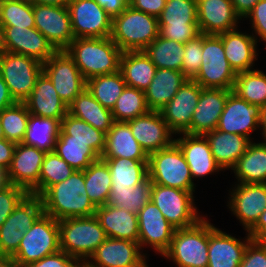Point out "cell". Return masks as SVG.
<instances>
[{"label": "cell", "mask_w": 266, "mask_h": 267, "mask_svg": "<svg viewBox=\"0 0 266 267\" xmlns=\"http://www.w3.org/2000/svg\"><path fill=\"white\" fill-rule=\"evenodd\" d=\"M3 51L46 62L57 50L36 28L2 26Z\"/></svg>", "instance_id": "obj_19"}, {"label": "cell", "mask_w": 266, "mask_h": 267, "mask_svg": "<svg viewBox=\"0 0 266 267\" xmlns=\"http://www.w3.org/2000/svg\"><path fill=\"white\" fill-rule=\"evenodd\" d=\"M61 141L85 142L99 157L105 149L106 133L69 113L61 120Z\"/></svg>", "instance_id": "obj_35"}, {"label": "cell", "mask_w": 266, "mask_h": 267, "mask_svg": "<svg viewBox=\"0 0 266 267\" xmlns=\"http://www.w3.org/2000/svg\"><path fill=\"white\" fill-rule=\"evenodd\" d=\"M253 240L266 242V209L260 215L257 223L248 231Z\"/></svg>", "instance_id": "obj_59"}, {"label": "cell", "mask_w": 266, "mask_h": 267, "mask_svg": "<svg viewBox=\"0 0 266 267\" xmlns=\"http://www.w3.org/2000/svg\"><path fill=\"white\" fill-rule=\"evenodd\" d=\"M24 103L29 113L60 122L68 113L67 104L59 97L52 81L44 72L37 78L32 93Z\"/></svg>", "instance_id": "obj_26"}, {"label": "cell", "mask_w": 266, "mask_h": 267, "mask_svg": "<svg viewBox=\"0 0 266 267\" xmlns=\"http://www.w3.org/2000/svg\"><path fill=\"white\" fill-rule=\"evenodd\" d=\"M231 92L227 89L202 88L191 125L184 133L204 135L216 129Z\"/></svg>", "instance_id": "obj_24"}, {"label": "cell", "mask_w": 266, "mask_h": 267, "mask_svg": "<svg viewBox=\"0 0 266 267\" xmlns=\"http://www.w3.org/2000/svg\"><path fill=\"white\" fill-rule=\"evenodd\" d=\"M113 19L119 16L129 5V0H94Z\"/></svg>", "instance_id": "obj_58"}, {"label": "cell", "mask_w": 266, "mask_h": 267, "mask_svg": "<svg viewBox=\"0 0 266 267\" xmlns=\"http://www.w3.org/2000/svg\"><path fill=\"white\" fill-rule=\"evenodd\" d=\"M201 90L202 87L194 80H187L171 101L159 111L176 135H181L190 127Z\"/></svg>", "instance_id": "obj_21"}, {"label": "cell", "mask_w": 266, "mask_h": 267, "mask_svg": "<svg viewBox=\"0 0 266 267\" xmlns=\"http://www.w3.org/2000/svg\"><path fill=\"white\" fill-rule=\"evenodd\" d=\"M182 135L177 139L175 138V143L183 152L190 168L192 179L204 177L222 170L216 163L204 135H191L187 133H182Z\"/></svg>", "instance_id": "obj_27"}, {"label": "cell", "mask_w": 266, "mask_h": 267, "mask_svg": "<svg viewBox=\"0 0 266 267\" xmlns=\"http://www.w3.org/2000/svg\"><path fill=\"white\" fill-rule=\"evenodd\" d=\"M251 240L248 232L242 242L209 222L208 267H239Z\"/></svg>", "instance_id": "obj_25"}, {"label": "cell", "mask_w": 266, "mask_h": 267, "mask_svg": "<svg viewBox=\"0 0 266 267\" xmlns=\"http://www.w3.org/2000/svg\"><path fill=\"white\" fill-rule=\"evenodd\" d=\"M75 38L111 36L112 18L94 0H71L67 5Z\"/></svg>", "instance_id": "obj_13"}, {"label": "cell", "mask_w": 266, "mask_h": 267, "mask_svg": "<svg viewBox=\"0 0 266 267\" xmlns=\"http://www.w3.org/2000/svg\"><path fill=\"white\" fill-rule=\"evenodd\" d=\"M202 62V33L184 44L182 73L188 80H193L201 68Z\"/></svg>", "instance_id": "obj_50"}, {"label": "cell", "mask_w": 266, "mask_h": 267, "mask_svg": "<svg viewBox=\"0 0 266 267\" xmlns=\"http://www.w3.org/2000/svg\"><path fill=\"white\" fill-rule=\"evenodd\" d=\"M261 108L250 104L231 92L225 102L217 130L251 138L250 133L260 129Z\"/></svg>", "instance_id": "obj_20"}, {"label": "cell", "mask_w": 266, "mask_h": 267, "mask_svg": "<svg viewBox=\"0 0 266 267\" xmlns=\"http://www.w3.org/2000/svg\"><path fill=\"white\" fill-rule=\"evenodd\" d=\"M262 129V130H261ZM260 130L263 137V142L266 143V105L261 108V115H260Z\"/></svg>", "instance_id": "obj_64"}, {"label": "cell", "mask_w": 266, "mask_h": 267, "mask_svg": "<svg viewBox=\"0 0 266 267\" xmlns=\"http://www.w3.org/2000/svg\"><path fill=\"white\" fill-rule=\"evenodd\" d=\"M43 72L67 106L87 87V80L65 50L56 51L44 62Z\"/></svg>", "instance_id": "obj_12"}, {"label": "cell", "mask_w": 266, "mask_h": 267, "mask_svg": "<svg viewBox=\"0 0 266 267\" xmlns=\"http://www.w3.org/2000/svg\"><path fill=\"white\" fill-rule=\"evenodd\" d=\"M148 177L152 184L184 191L196 189L183 152L175 142L170 147L149 154Z\"/></svg>", "instance_id": "obj_6"}, {"label": "cell", "mask_w": 266, "mask_h": 267, "mask_svg": "<svg viewBox=\"0 0 266 267\" xmlns=\"http://www.w3.org/2000/svg\"><path fill=\"white\" fill-rule=\"evenodd\" d=\"M43 212L41 198L28 194L6 219L7 225H12L25 233Z\"/></svg>", "instance_id": "obj_49"}, {"label": "cell", "mask_w": 266, "mask_h": 267, "mask_svg": "<svg viewBox=\"0 0 266 267\" xmlns=\"http://www.w3.org/2000/svg\"><path fill=\"white\" fill-rule=\"evenodd\" d=\"M88 80L119 71L121 49L110 38H75L65 49Z\"/></svg>", "instance_id": "obj_2"}, {"label": "cell", "mask_w": 266, "mask_h": 267, "mask_svg": "<svg viewBox=\"0 0 266 267\" xmlns=\"http://www.w3.org/2000/svg\"><path fill=\"white\" fill-rule=\"evenodd\" d=\"M0 25L35 28L33 4L20 0H0Z\"/></svg>", "instance_id": "obj_48"}, {"label": "cell", "mask_w": 266, "mask_h": 267, "mask_svg": "<svg viewBox=\"0 0 266 267\" xmlns=\"http://www.w3.org/2000/svg\"><path fill=\"white\" fill-rule=\"evenodd\" d=\"M110 170L111 189H123L140 184L148 177V160L101 158Z\"/></svg>", "instance_id": "obj_37"}, {"label": "cell", "mask_w": 266, "mask_h": 267, "mask_svg": "<svg viewBox=\"0 0 266 267\" xmlns=\"http://www.w3.org/2000/svg\"><path fill=\"white\" fill-rule=\"evenodd\" d=\"M35 28L57 50H65L74 33L67 7L33 4Z\"/></svg>", "instance_id": "obj_14"}, {"label": "cell", "mask_w": 266, "mask_h": 267, "mask_svg": "<svg viewBox=\"0 0 266 267\" xmlns=\"http://www.w3.org/2000/svg\"><path fill=\"white\" fill-rule=\"evenodd\" d=\"M95 216L107 237L138 242L137 214L105 204L97 207Z\"/></svg>", "instance_id": "obj_29"}, {"label": "cell", "mask_w": 266, "mask_h": 267, "mask_svg": "<svg viewBox=\"0 0 266 267\" xmlns=\"http://www.w3.org/2000/svg\"><path fill=\"white\" fill-rule=\"evenodd\" d=\"M218 36L222 39L225 56L236 74L253 70L254 61L258 59V42L253 32L250 35L236 28Z\"/></svg>", "instance_id": "obj_28"}, {"label": "cell", "mask_w": 266, "mask_h": 267, "mask_svg": "<svg viewBox=\"0 0 266 267\" xmlns=\"http://www.w3.org/2000/svg\"><path fill=\"white\" fill-rule=\"evenodd\" d=\"M60 127L61 122L57 119L43 118L30 113L22 143L45 152L54 151Z\"/></svg>", "instance_id": "obj_38"}, {"label": "cell", "mask_w": 266, "mask_h": 267, "mask_svg": "<svg viewBox=\"0 0 266 267\" xmlns=\"http://www.w3.org/2000/svg\"><path fill=\"white\" fill-rule=\"evenodd\" d=\"M3 52V43H2V26L0 25V53Z\"/></svg>", "instance_id": "obj_67"}, {"label": "cell", "mask_w": 266, "mask_h": 267, "mask_svg": "<svg viewBox=\"0 0 266 267\" xmlns=\"http://www.w3.org/2000/svg\"><path fill=\"white\" fill-rule=\"evenodd\" d=\"M143 51L157 68L182 69L184 44L158 36Z\"/></svg>", "instance_id": "obj_40"}, {"label": "cell", "mask_w": 266, "mask_h": 267, "mask_svg": "<svg viewBox=\"0 0 266 267\" xmlns=\"http://www.w3.org/2000/svg\"><path fill=\"white\" fill-rule=\"evenodd\" d=\"M193 192L152 184L150 200L176 229L189 228L204 218L198 214Z\"/></svg>", "instance_id": "obj_9"}, {"label": "cell", "mask_w": 266, "mask_h": 267, "mask_svg": "<svg viewBox=\"0 0 266 267\" xmlns=\"http://www.w3.org/2000/svg\"><path fill=\"white\" fill-rule=\"evenodd\" d=\"M188 79L182 71L157 68L155 76L144 91L150 111H160Z\"/></svg>", "instance_id": "obj_32"}, {"label": "cell", "mask_w": 266, "mask_h": 267, "mask_svg": "<svg viewBox=\"0 0 266 267\" xmlns=\"http://www.w3.org/2000/svg\"><path fill=\"white\" fill-rule=\"evenodd\" d=\"M245 18H250L257 42H259L260 38L262 39L261 41L266 42V0H260ZM257 36H259V39Z\"/></svg>", "instance_id": "obj_54"}, {"label": "cell", "mask_w": 266, "mask_h": 267, "mask_svg": "<svg viewBox=\"0 0 266 267\" xmlns=\"http://www.w3.org/2000/svg\"><path fill=\"white\" fill-rule=\"evenodd\" d=\"M7 182L6 172L0 168V187H3Z\"/></svg>", "instance_id": "obj_65"}, {"label": "cell", "mask_w": 266, "mask_h": 267, "mask_svg": "<svg viewBox=\"0 0 266 267\" xmlns=\"http://www.w3.org/2000/svg\"><path fill=\"white\" fill-rule=\"evenodd\" d=\"M20 1L34 4V0H20Z\"/></svg>", "instance_id": "obj_69"}, {"label": "cell", "mask_w": 266, "mask_h": 267, "mask_svg": "<svg viewBox=\"0 0 266 267\" xmlns=\"http://www.w3.org/2000/svg\"><path fill=\"white\" fill-rule=\"evenodd\" d=\"M260 0H231L235 13L241 18H245L247 14Z\"/></svg>", "instance_id": "obj_60"}, {"label": "cell", "mask_w": 266, "mask_h": 267, "mask_svg": "<svg viewBox=\"0 0 266 267\" xmlns=\"http://www.w3.org/2000/svg\"><path fill=\"white\" fill-rule=\"evenodd\" d=\"M54 151L75 170H85L100 157L85 142L56 139Z\"/></svg>", "instance_id": "obj_47"}, {"label": "cell", "mask_w": 266, "mask_h": 267, "mask_svg": "<svg viewBox=\"0 0 266 267\" xmlns=\"http://www.w3.org/2000/svg\"><path fill=\"white\" fill-rule=\"evenodd\" d=\"M79 261L62 250L43 257L41 260L28 264L25 267H74Z\"/></svg>", "instance_id": "obj_55"}, {"label": "cell", "mask_w": 266, "mask_h": 267, "mask_svg": "<svg viewBox=\"0 0 266 267\" xmlns=\"http://www.w3.org/2000/svg\"><path fill=\"white\" fill-rule=\"evenodd\" d=\"M238 183H266V143H251L231 169Z\"/></svg>", "instance_id": "obj_36"}, {"label": "cell", "mask_w": 266, "mask_h": 267, "mask_svg": "<svg viewBox=\"0 0 266 267\" xmlns=\"http://www.w3.org/2000/svg\"><path fill=\"white\" fill-rule=\"evenodd\" d=\"M5 136H4V131H3V128H2V125H1V120H0V139H4Z\"/></svg>", "instance_id": "obj_68"}, {"label": "cell", "mask_w": 266, "mask_h": 267, "mask_svg": "<svg viewBox=\"0 0 266 267\" xmlns=\"http://www.w3.org/2000/svg\"><path fill=\"white\" fill-rule=\"evenodd\" d=\"M159 36L158 18L130 5L112 19L110 38L122 52L143 51Z\"/></svg>", "instance_id": "obj_3"}, {"label": "cell", "mask_w": 266, "mask_h": 267, "mask_svg": "<svg viewBox=\"0 0 266 267\" xmlns=\"http://www.w3.org/2000/svg\"><path fill=\"white\" fill-rule=\"evenodd\" d=\"M126 86L122 73L118 71L89 78L86 88L103 107L112 110Z\"/></svg>", "instance_id": "obj_42"}, {"label": "cell", "mask_w": 266, "mask_h": 267, "mask_svg": "<svg viewBox=\"0 0 266 267\" xmlns=\"http://www.w3.org/2000/svg\"><path fill=\"white\" fill-rule=\"evenodd\" d=\"M40 198L44 213L58 221L93 216L97 209L85 190L82 170H75L66 180L52 185Z\"/></svg>", "instance_id": "obj_1"}, {"label": "cell", "mask_w": 266, "mask_h": 267, "mask_svg": "<svg viewBox=\"0 0 266 267\" xmlns=\"http://www.w3.org/2000/svg\"><path fill=\"white\" fill-rule=\"evenodd\" d=\"M149 111L144 91L128 86L125 87L111 110L114 120L117 122L130 121Z\"/></svg>", "instance_id": "obj_44"}, {"label": "cell", "mask_w": 266, "mask_h": 267, "mask_svg": "<svg viewBox=\"0 0 266 267\" xmlns=\"http://www.w3.org/2000/svg\"><path fill=\"white\" fill-rule=\"evenodd\" d=\"M84 171L85 190L89 199L96 206H103L109 198L112 179L107 163L99 158Z\"/></svg>", "instance_id": "obj_39"}, {"label": "cell", "mask_w": 266, "mask_h": 267, "mask_svg": "<svg viewBox=\"0 0 266 267\" xmlns=\"http://www.w3.org/2000/svg\"><path fill=\"white\" fill-rule=\"evenodd\" d=\"M16 143L8 141L7 139H0V168L5 172L9 169Z\"/></svg>", "instance_id": "obj_57"}, {"label": "cell", "mask_w": 266, "mask_h": 267, "mask_svg": "<svg viewBox=\"0 0 266 267\" xmlns=\"http://www.w3.org/2000/svg\"><path fill=\"white\" fill-rule=\"evenodd\" d=\"M132 134L145 152H152L170 147L176 135L163 120L159 111H149L145 115L138 116L130 121Z\"/></svg>", "instance_id": "obj_22"}, {"label": "cell", "mask_w": 266, "mask_h": 267, "mask_svg": "<svg viewBox=\"0 0 266 267\" xmlns=\"http://www.w3.org/2000/svg\"><path fill=\"white\" fill-rule=\"evenodd\" d=\"M59 250V221L43 212L24 233L12 257L21 267H25Z\"/></svg>", "instance_id": "obj_7"}, {"label": "cell", "mask_w": 266, "mask_h": 267, "mask_svg": "<svg viewBox=\"0 0 266 267\" xmlns=\"http://www.w3.org/2000/svg\"><path fill=\"white\" fill-rule=\"evenodd\" d=\"M239 267H266V242L251 240Z\"/></svg>", "instance_id": "obj_53"}, {"label": "cell", "mask_w": 266, "mask_h": 267, "mask_svg": "<svg viewBox=\"0 0 266 267\" xmlns=\"http://www.w3.org/2000/svg\"><path fill=\"white\" fill-rule=\"evenodd\" d=\"M0 267H21L12 256H0Z\"/></svg>", "instance_id": "obj_63"}, {"label": "cell", "mask_w": 266, "mask_h": 267, "mask_svg": "<svg viewBox=\"0 0 266 267\" xmlns=\"http://www.w3.org/2000/svg\"><path fill=\"white\" fill-rule=\"evenodd\" d=\"M74 171L75 169L55 151L46 152L40 171L38 196L40 197L52 185L66 180Z\"/></svg>", "instance_id": "obj_46"}, {"label": "cell", "mask_w": 266, "mask_h": 267, "mask_svg": "<svg viewBox=\"0 0 266 267\" xmlns=\"http://www.w3.org/2000/svg\"><path fill=\"white\" fill-rule=\"evenodd\" d=\"M240 19L231 0H197L198 27L204 35H219L236 29Z\"/></svg>", "instance_id": "obj_23"}, {"label": "cell", "mask_w": 266, "mask_h": 267, "mask_svg": "<svg viewBox=\"0 0 266 267\" xmlns=\"http://www.w3.org/2000/svg\"><path fill=\"white\" fill-rule=\"evenodd\" d=\"M209 221L202 218L189 228L176 229L162 255L177 267H208Z\"/></svg>", "instance_id": "obj_5"}, {"label": "cell", "mask_w": 266, "mask_h": 267, "mask_svg": "<svg viewBox=\"0 0 266 267\" xmlns=\"http://www.w3.org/2000/svg\"><path fill=\"white\" fill-rule=\"evenodd\" d=\"M148 160L149 155L134 138L127 122L113 123L106 133L105 149L100 158Z\"/></svg>", "instance_id": "obj_31"}, {"label": "cell", "mask_w": 266, "mask_h": 267, "mask_svg": "<svg viewBox=\"0 0 266 267\" xmlns=\"http://www.w3.org/2000/svg\"><path fill=\"white\" fill-rule=\"evenodd\" d=\"M43 63L17 53H0V74L16 102H24L32 93Z\"/></svg>", "instance_id": "obj_10"}, {"label": "cell", "mask_w": 266, "mask_h": 267, "mask_svg": "<svg viewBox=\"0 0 266 267\" xmlns=\"http://www.w3.org/2000/svg\"><path fill=\"white\" fill-rule=\"evenodd\" d=\"M166 0H129V5L139 11L159 17L165 7Z\"/></svg>", "instance_id": "obj_56"}, {"label": "cell", "mask_w": 266, "mask_h": 267, "mask_svg": "<svg viewBox=\"0 0 266 267\" xmlns=\"http://www.w3.org/2000/svg\"><path fill=\"white\" fill-rule=\"evenodd\" d=\"M45 154V151L34 146L16 144L11 165L6 171L7 182L38 196V182Z\"/></svg>", "instance_id": "obj_15"}, {"label": "cell", "mask_w": 266, "mask_h": 267, "mask_svg": "<svg viewBox=\"0 0 266 267\" xmlns=\"http://www.w3.org/2000/svg\"><path fill=\"white\" fill-rule=\"evenodd\" d=\"M139 238L141 250L151 246L161 256L168 250L176 228L163 216L150 200L138 213Z\"/></svg>", "instance_id": "obj_17"}, {"label": "cell", "mask_w": 266, "mask_h": 267, "mask_svg": "<svg viewBox=\"0 0 266 267\" xmlns=\"http://www.w3.org/2000/svg\"><path fill=\"white\" fill-rule=\"evenodd\" d=\"M71 0H34V4L54 5L67 7Z\"/></svg>", "instance_id": "obj_62"}, {"label": "cell", "mask_w": 266, "mask_h": 267, "mask_svg": "<svg viewBox=\"0 0 266 267\" xmlns=\"http://www.w3.org/2000/svg\"><path fill=\"white\" fill-rule=\"evenodd\" d=\"M229 193L227 206L248 232L266 209V183H238Z\"/></svg>", "instance_id": "obj_18"}, {"label": "cell", "mask_w": 266, "mask_h": 267, "mask_svg": "<svg viewBox=\"0 0 266 267\" xmlns=\"http://www.w3.org/2000/svg\"><path fill=\"white\" fill-rule=\"evenodd\" d=\"M29 114L24 102H16L0 112L5 139L16 144L23 142Z\"/></svg>", "instance_id": "obj_45"}, {"label": "cell", "mask_w": 266, "mask_h": 267, "mask_svg": "<svg viewBox=\"0 0 266 267\" xmlns=\"http://www.w3.org/2000/svg\"><path fill=\"white\" fill-rule=\"evenodd\" d=\"M24 233L5 221L0 226V256H13L20 245Z\"/></svg>", "instance_id": "obj_52"}, {"label": "cell", "mask_w": 266, "mask_h": 267, "mask_svg": "<svg viewBox=\"0 0 266 267\" xmlns=\"http://www.w3.org/2000/svg\"><path fill=\"white\" fill-rule=\"evenodd\" d=\"M138 242L107 237L86 261L91 267H148Z\"/></svg>", "instance_id": "obj_16"}, {"label": "cell", "mask_w": 266, "mask_h": 267, "mask_svg": "<svg viewBox=\"0 0 266 267\" xmlns=\"http://www.w3.org/2000/svg\"><path fill=\"white\" fill-rule=\"evenodd\" d=\"M236 75L225 56L222 39L202 34L201 68L193 80L202 88L232 90Z\"/></svg>", "instance_id": "obj_8"}, {"label": "cell", "mask_w": 266, "mask_h": 267, "mask_svg": "<svg viewBox=\"0 0 266 267\" xmlns=\"http://www.w3.org/2000/svg\"><path fill=\"white\" fill-rule=\"evenodd\" d=\"M60 250L86 262L107 239L104 229L95 215L66 218L59 221Z\"/></svg>", "instance_id": "obj_4"}, {"label": "cell", "mask_w": 266, "mask_h": 267, "mask_svg": "<svg viewBox=\"0 0 266 267\" xmlns=\"http://www.w3.org/2000/svg\"><path fill=\"white\" fill-rule=\"evenodd\" d=\"M14 103H16V101L13 99L9 88L0 74V112Z\"/></svg>", "instance_id": "obj_61"}, {"label": "cell", "mask_w": 266, "mask_h": 267, "mask_svg": "<svg viewBox=\"0 0 266 267\" xmlns=\"http://www.w3.org/2000/svg\"><path fill=\"white\" fill-rule=\"evenodd\" d=\"M157 67L144 51L122 52L119 71L128 87L145 91L155 76Z\"/></svg>", "instance_id": "obj_33"}, {"label": "cell", "mask_w": 266, "mask_h": 267, "mask_svg": "<svg viewBox=\"0 0 266 267\" xmlns=\"http://www.w3.org/2000/svg\"><path fill=\"white\" fill-rule=\"evenodd\" d=\"M68 113L107 133L115 122L110 109L103 107L86 88L68 105Z\"/></svg>", "instance_id": "obj_34"}, {"label": "cell", "mask_w": 266, "mask_h": 267, "mask_svg": "<svg viewBox=\"0 0 266 267\" xmlns=\"http://www.w3.org/2000/svg\"><path fill=\"white\" fill-rule=\"evenodd\" d=\"M74 267H91L87 262L79 261Z\"/></svg>", "instance_id": "obj_66"}, {"label": "cell", "mask_w": 266, "mask_h": 267, "mask_svg": "<svg viewBox=\"0 0 266 267\" xmlns=\"http://www.w3.org/2000/svg\"><path fill=\"white\" fill-rule=\"evenodd\" d=\"M159 36L185 44L199 36L197 0H166L158 17Z\"/></svg>", "instance_id": "obj_11"}, {"label": "cell", "mask_w": 266, "mask_h": 267, "mask_svg": "<svg viewBox=\"0 0 266 267\" xmlns=\"http://www.w3.org/2000/svg\"><path fill=\"white\" fill-rule=\"evenodd\" d=\"M216 163L223 170L233 168L253 142L239 134L225 133L214 129L204 134Z\"/></svg>", "instance_id": "obj_30"}, {"label": "cell", "mask_w": 266, "mask_h": 267, "mask_svg": "<svg viewBox=\"0 0 266 267\" xmlns=\"http://www.w3.org/2000/svg\"><path fill=\"white\" fill-rule=\"evenodd\" d=\"M28 194L23 188L11 183L0 187V226Z\"/></svg>", "instance_id": "obj_51"}, {"label": "cell", "mask_w": 266, "mask_h": 267, "mask_svg": "<svg viewBox=\"0 0 266 267\" xmlns=\"http://www.w3.org/2000/svg\"><path fill=\"white\" fill-rule=\"evenodd\" d=\"M232 92L260 108L266 105V74L258 69L237 73Z\"/></svg>", "instance_id": "obj_41"}, {"label": "cell", "mask_w": 266, "mask_h": 267, "mask_svg": "<svg viewBox=\"0 0 266 267\" xmlns=\"http://www.w3.org/2000/svg\"><path fill=\"white\" fill-rule=\"evenodd\" d=\"M152 182L147 177L138 185L123 189H111L107 205L124 208L126 211L137 214L149 201Z\"/></svg>", "instance_id": "obj_43"}]
</instances>
